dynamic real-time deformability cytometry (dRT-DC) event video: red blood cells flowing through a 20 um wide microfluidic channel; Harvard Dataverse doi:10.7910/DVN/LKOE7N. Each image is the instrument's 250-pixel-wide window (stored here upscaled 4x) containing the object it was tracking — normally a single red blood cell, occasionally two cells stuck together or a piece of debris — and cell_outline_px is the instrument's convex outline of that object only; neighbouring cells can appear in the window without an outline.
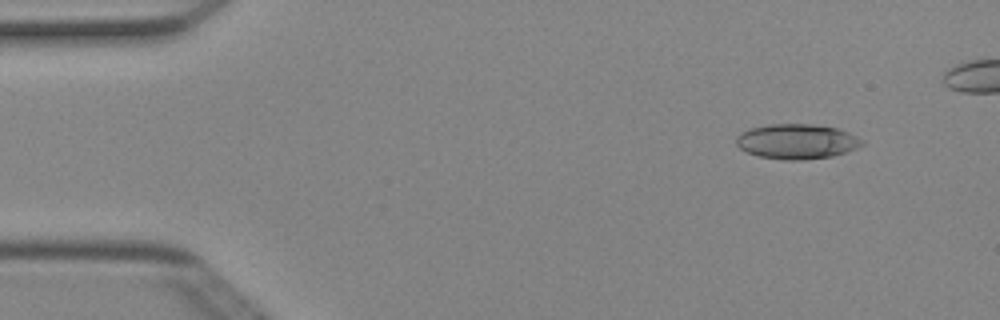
{"species": "Egyptian fruit bat (a non-hibernating species)", "species_latin": "Rousettus aegyptiacus", "temperature_condition": "cold", "stored_images_in_passage": 41, "camera_frame_rate_fps": 3000, "um_per_image_px": 0.085, "animal": {"sex": "female"}, "frame": {"image": 1, "passage_image": 1, "time_ms": 0.0, "image_size_px": [1000, 320], "cell_outline_px": [[864, 144], [856, 148], [832, 156], [800, 160], [784, 160], [756, 156], [740, 148], [736, 144], [736, 136], [740, 132], [752, 128], [768, 124], [812, 124], [836, 128], [848, 132], [864, 140]], "centroid_in_image_um": [67.71, 12.02], "position_along_channel_um": 17.3, "area_um2": 25.61}}
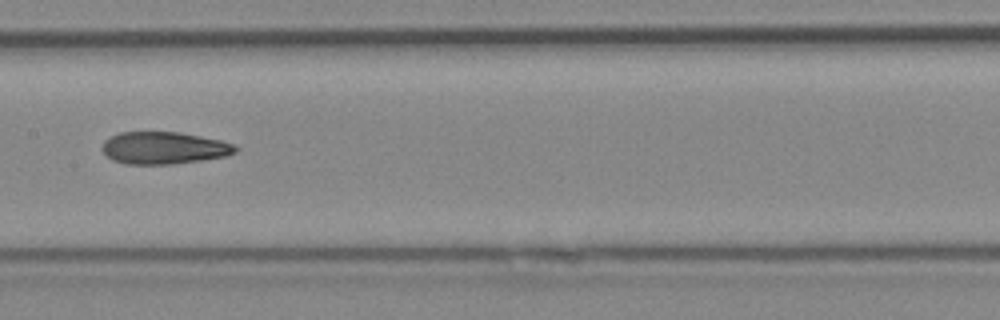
{"frame": {"image": 2, "passage_image": 21, "time_ms": 6.667, "image_size_px": [1000, 320], "cell_outline_px": [[240, 148], [236, 152], [224, 156], [200, 160], [172, 164], [128, 164], [112, 160], [100, 148], [104, 140], [120, 132], [180, 132], [220, 140], [232, 144]], "centroid_in_image_um": [13.91, 12.57], "position_along_channel_um": 193.5, "area_um2": 24.91}}
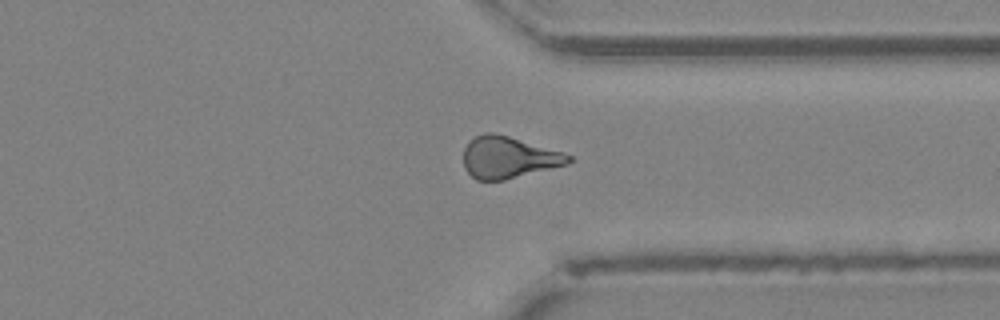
{"frame": {"image": 3, "passage_image": 34, "time_ms": 11.0, "image_size_px": [1000, 320], "cell_outline_px": [[572, 160], [568, 164], [504, 180], [476, 180], [464, 168], [464, 148], [468, 140], [484, 132], [496, 132], [564, 152], [572, 156]], "centroid_in_image_um": [43.21, 13.36], "position_along_channel_um": 368.2, "area_um2": 25.72}}